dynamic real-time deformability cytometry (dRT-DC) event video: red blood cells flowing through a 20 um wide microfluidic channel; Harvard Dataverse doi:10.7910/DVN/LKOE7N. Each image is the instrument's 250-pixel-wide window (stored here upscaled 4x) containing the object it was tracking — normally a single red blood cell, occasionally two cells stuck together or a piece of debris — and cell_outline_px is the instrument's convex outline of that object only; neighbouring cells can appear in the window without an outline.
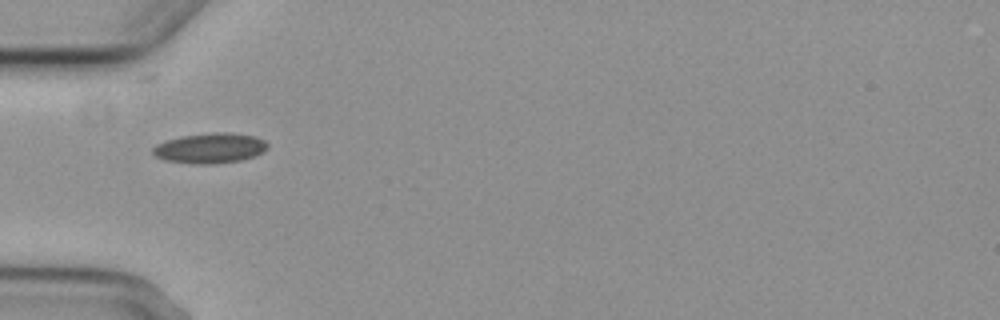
{"species": "common noctule bat (a hibernating species)", "species_latin": "Nyctalus noctula", "temperature_condition": "cold", "stored_images_in_passage": 3, "camera_frame_rate_fps": 3000, "um_per_image_px": 0.085, "animal": {"sex": "female", "body_mass_g": 29.2, "forearm_length_mm": 56.3}, "frame": {"image": 1, "passage_image": 1, "time_ms": 0.0, "image_size_px": [1000, 320], "cell_outline_px": [[268, 148], [264, 152], [256, 156], [240, 160], [212, 164], [196, 164], [164, 160], [156, 156], [152, 152], [152, 148], [156, 144], [180, 136], [212, 132], [232, 132], [256, 136], [264, 140], [268, 144]], "centroid_in_image_um": [17.89, 12.58], "position_along_channel_um": 67.1, "area_um2": 20.4}}
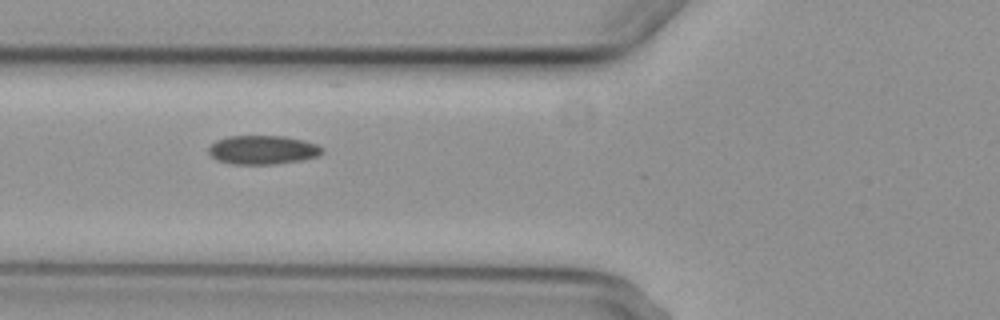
{"frame": {"image": 2, "passage_image": 2, "time_ms": 1.0, "image_size_px": [1000, 320], "cell_outline_px": [[324, 152], [316, 156], [304, 160], [272, 164], [232, 164], [216, 160], [208, 152], [208, 148], [216, 140], [228, 136], [284, 136], [304, 140], [316, 144], [324, 148]], "centroid_in_image_um": [22.34, 12.74], "position_along_channel_um": 103.5, "area_um2": 19.19}}
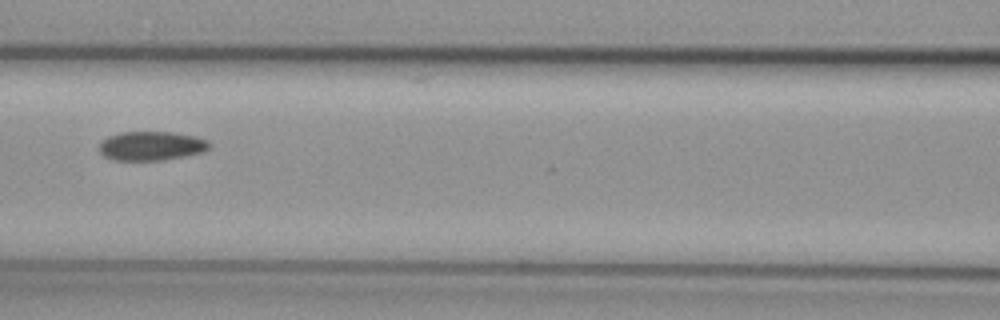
{"frame": {"image": 3, "passage_image": 3, "time_ms": 2.333, "image_size_px": [1000, 320], "cell_outline_px": [[212, 144], [204, 152], [164, 160], [112, 160], [104, 156], [100, 152], [100, 140], [108, 136], [120, 132], [172, 132], [196, 136], [208, 140]], "centroid_in_image_um": [12.87, 12.4], "position_along_channel_um": 153.7, "area_um2": 18.84}}